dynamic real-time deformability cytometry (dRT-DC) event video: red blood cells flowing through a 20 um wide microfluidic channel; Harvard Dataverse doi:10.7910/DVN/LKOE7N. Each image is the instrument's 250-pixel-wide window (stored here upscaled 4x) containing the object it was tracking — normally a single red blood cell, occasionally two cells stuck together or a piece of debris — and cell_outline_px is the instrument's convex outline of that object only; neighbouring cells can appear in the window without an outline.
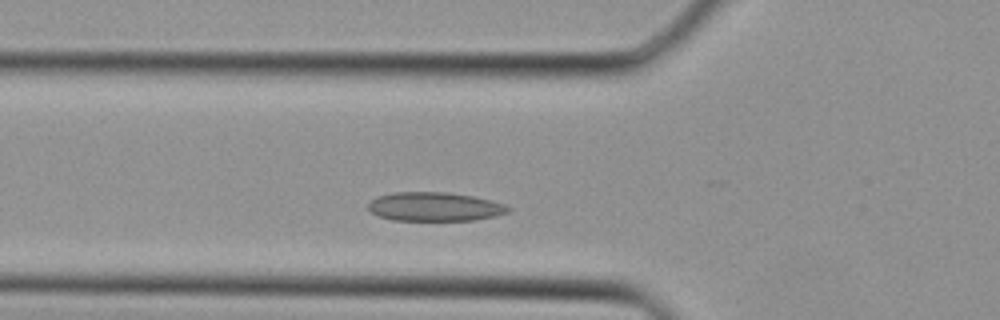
{"species": "Egyptian fruit bat (a non-hibernating species)", "species_latin": "Rousettus aegyptiacus", "temperature_condition": "cold", "stored_images_in_passage": 22, "camera_frame_rate_fps": 3000, "um_per_image_px": 0.085, "animal": {"sex": "female"}, "frame": {"image": 1, "passage_image": 2, "time_ms": 0.333, "image_size_px": [1000, 320], "cell_outline_px": [[512, 208], [508, 212], [496, 216], [476, 220], [392, 220], [380, 216], [372, 212], [368, 208], [368, 204], [372, 200], [380, 196], [396, 192], [444, 192], [472, 196], [504, 204]], "centroid_in_image_um": [36.97, 17.57], "position_along_channel_um": 88.8, "area_um2": 23.29}}
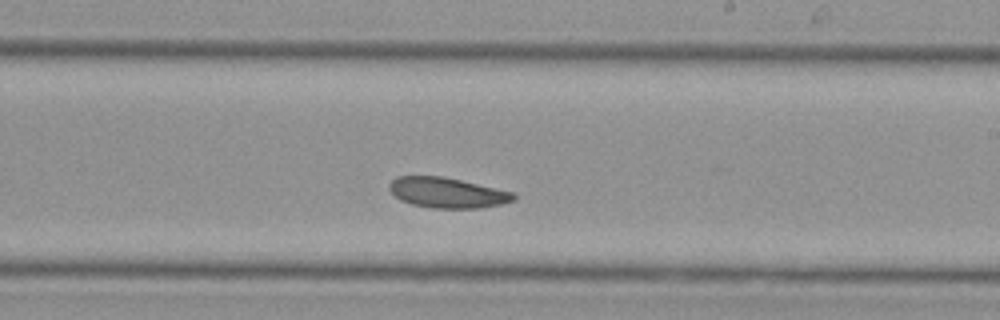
{"frame": {"image": 2, "passage_image": 11, "time_ms": 3.333, "image_size_px": [1000, 320], "cell_outline_px": [[516, 200], [500, 204], [476, 208], [432, 208], [412, 204], [400, 200], [388, 188], [388, 184], [396, 176], [444, 176], [516, 192]], "centroid_in_image_um": [38.04, 16.37], "position_along_channel_um": 251.0, "area_um2": 22.14}}
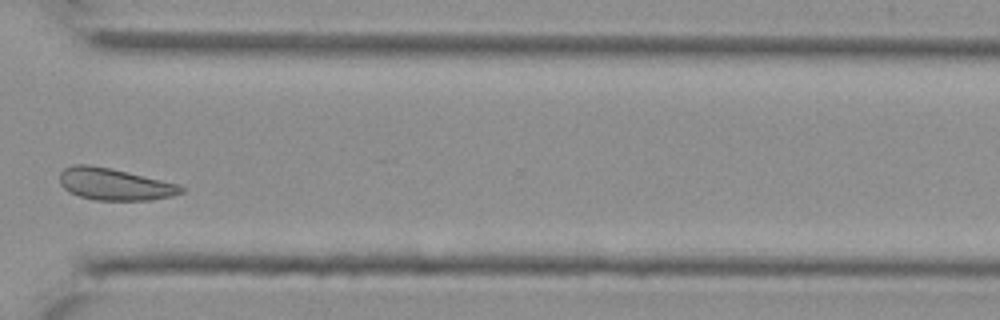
{"frame": {"image": 3, "passage_image": 17, "time_ms": 5.333, "image_size_px": [1000, 320], "cell_outline_px": [[184, 192], [172, 196], [148, 200], [96, 200], [80, 196], [68, 192], [60, 184], [60, 172], [64, 168], [72, 164], [88, 164], [112, 168], [180, 184], [184, 188]], "centroid_in_image_um": [9.73, 15.65], "position_along_channel_um": 360.9, "area_um2": 22.77}}